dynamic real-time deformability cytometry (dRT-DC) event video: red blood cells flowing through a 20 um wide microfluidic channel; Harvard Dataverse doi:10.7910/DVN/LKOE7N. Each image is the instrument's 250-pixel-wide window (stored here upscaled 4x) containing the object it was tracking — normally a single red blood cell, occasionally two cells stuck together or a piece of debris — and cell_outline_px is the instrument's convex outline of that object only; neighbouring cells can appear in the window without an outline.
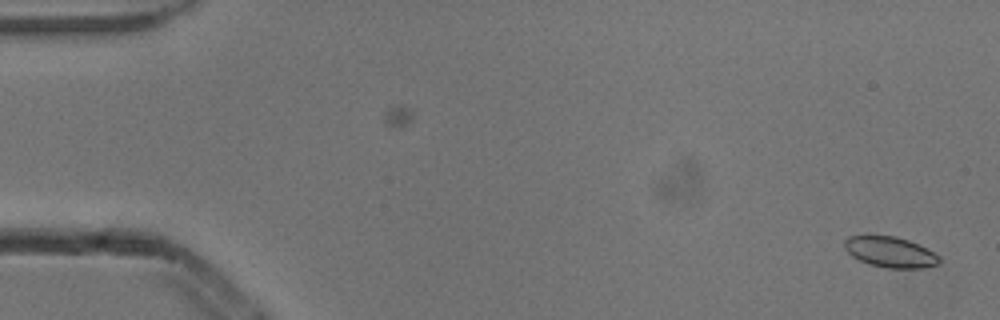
{"species": "common noctule bat (a hibernating species)", "species_latin": "Nyctalus noctula", "temperature_condition": "cold", "stored_images_in_passage": 3, "camera_frame_rate_fps": 3000, "um_per_image_px": 0.085, "animal": {"sex": "male", "body_mass_g": 13.3}, "frame": {"image": 1, "passage_image": 3, "time_ms": 0.667, "image_size_px": [1000, 320], "cell_outline_px": [[940, 264], [924, 268], [888, 268], [868, 264], [852, 256], [844, 248], [844, 240], [848, 236], [868, 232], [896, 236], [908, 240], [940, 256]], "centroid_in_image_um": [75.6, 21.38], "position_along_channel_um": 9.4, "area_um2": 17.51}}